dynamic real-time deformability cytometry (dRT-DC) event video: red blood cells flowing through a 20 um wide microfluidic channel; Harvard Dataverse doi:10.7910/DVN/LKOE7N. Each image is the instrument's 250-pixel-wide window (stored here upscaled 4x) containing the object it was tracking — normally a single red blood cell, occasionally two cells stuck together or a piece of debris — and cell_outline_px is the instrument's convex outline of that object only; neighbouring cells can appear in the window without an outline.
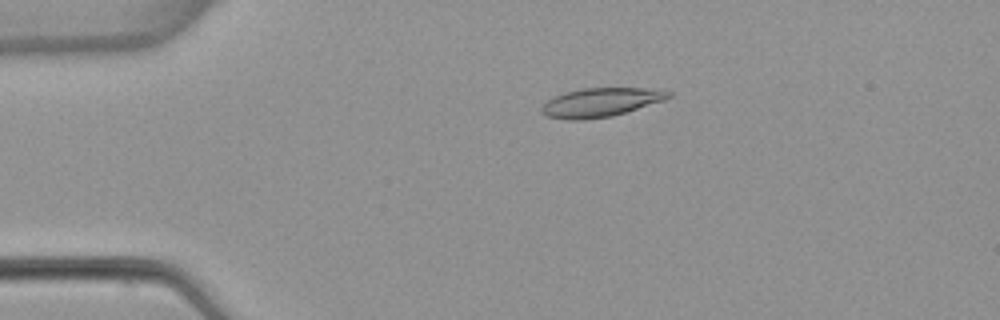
{"species": "common noctule bat (a hibernating species)", "species_latin": "Nyctalus noctula", "temperature_condition": "warm", "stored_images_in_passage": 4, "camera_frame_rate_fps": 3000, "um_per_image_px": 0.085, "animal": {"sex": "female", "body_mass_g": 22.7, "forearm_length_mm": 54.2}, "frame": {"image": 1, "passage_image": 3, "time_ms": 3.333, "image_size_px": [1000, 320], "cell_outline_px": [[672, 96], [664, 100], [612, 116], [580, 120], [568, 120], [548, 116], [540, 112], [540, 108], [548, 100], [556, 96], [568, 92], [584, 88], [644, 88], [672, 92]], "centroid_in_image_um": [51.05, 8.71], "position_along_channel_um": 34.0, "area_um2": 20.98}}